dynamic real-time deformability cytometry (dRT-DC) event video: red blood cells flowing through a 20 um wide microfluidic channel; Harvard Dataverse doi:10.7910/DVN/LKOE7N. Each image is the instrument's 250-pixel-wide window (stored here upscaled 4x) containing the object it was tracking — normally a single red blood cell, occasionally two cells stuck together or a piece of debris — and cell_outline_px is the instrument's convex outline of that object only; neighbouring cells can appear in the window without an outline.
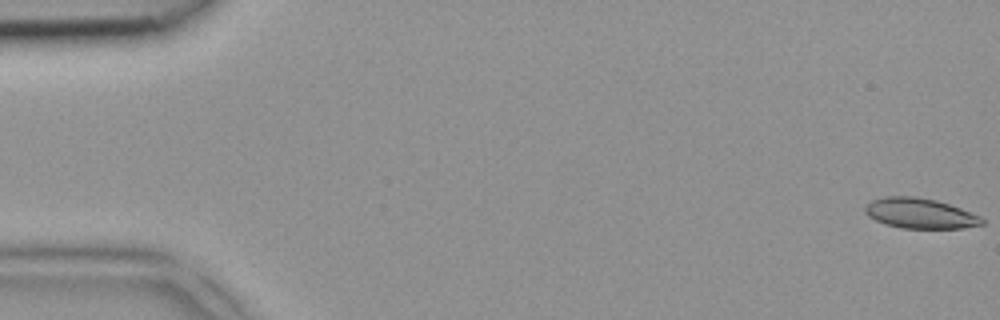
{"species": "common noctule bat (a hibernating species)", "species_latin": "Nyctalus noctula", "temperature_condition": "room temperature", "stored_images_in_passage": 3, "camera_frame_rate_fps": 3000, "um_per_image_px": 0.085, "animal": {"sex": "female", "body_mass_g": 18.4}, "frame": {"image": 1, "passage_image": 1, "time_ms": 0.0, "image_size_px": [1000, 320], "cell_outline_px": [[984, 224], [964, 228], [900, 228], [884, 224], [868, 216], [864, 212], [864, 208], [872, 200], [884, 196], [916, 196], [936, 200], [960, 208], [980, 216], [984, 220]], "centroid_in_image_um": [78.18, 18.13], "position_along_channel_um": 6.8, "area_um2": 20.63}}